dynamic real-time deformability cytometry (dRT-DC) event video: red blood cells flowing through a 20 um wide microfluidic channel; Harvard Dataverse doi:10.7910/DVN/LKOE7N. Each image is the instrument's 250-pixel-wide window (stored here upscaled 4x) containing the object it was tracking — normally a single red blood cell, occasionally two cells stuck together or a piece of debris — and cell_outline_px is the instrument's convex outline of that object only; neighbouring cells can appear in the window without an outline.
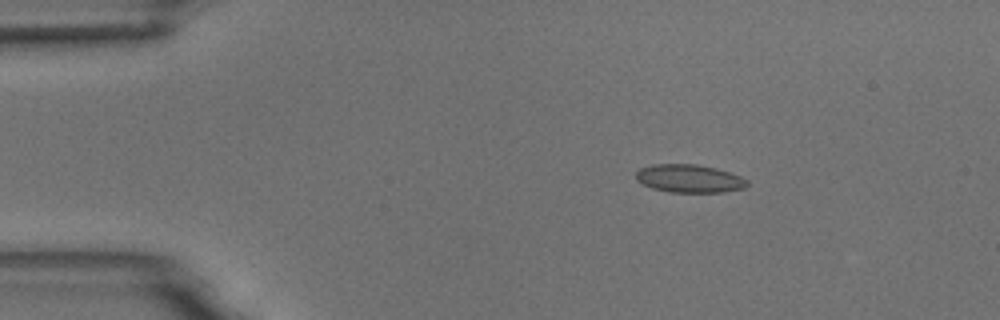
{"species": "common noctule bat (a hibernating species)", "species_latin": "Nyctalus noctula", "temperature_condition": "room temperature", "stored_images_in_passage": 6, "segment_of_instrument_passage": [2, 2], "camera_frame_rate_fps": 3000, "um_per_image_px": 0.085, "animal": {"sex": "male", "body_mass_g": 18.8}, "frame": {"image": 1, "passage_image": 6, "time_ms": 7.0, "image_size_px": [1000, 320], "cell_outline_px": [[748, 184], [744, 188], [724, 192], [668, 192], [652, 188], [636, 180], [636, 172], [640, 168], [652, 164], [696, 164], [716, 168], [740, 176], [748, 180]], "centroid_in_image_um": [58.58, 15.17], "position_along_channel_um": 26.4, "area_um2": 18.21}}